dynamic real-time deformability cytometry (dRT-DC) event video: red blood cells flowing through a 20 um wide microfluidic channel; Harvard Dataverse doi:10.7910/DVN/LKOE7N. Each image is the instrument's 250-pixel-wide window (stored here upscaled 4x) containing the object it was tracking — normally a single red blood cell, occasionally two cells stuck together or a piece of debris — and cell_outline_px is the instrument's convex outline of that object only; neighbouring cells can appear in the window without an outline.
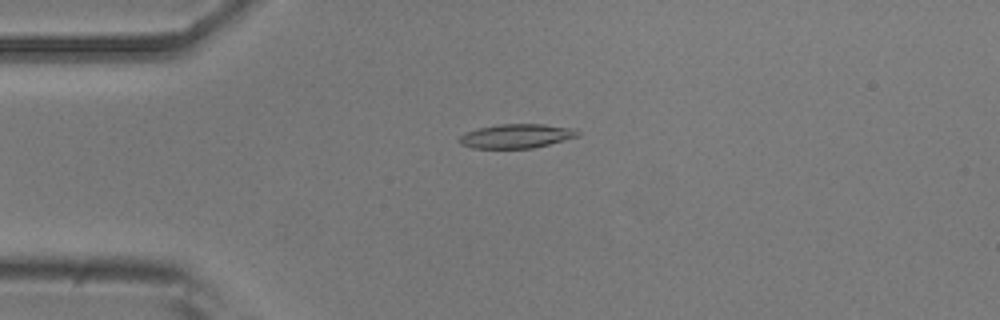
{"species": "common noctule bat (a hibernating species)", "species_latin": "Nyctalus noctula", "temperature_condition": "room temperature", "stored_images_in_passage": 5, "camera_frame_rate_fps": 3000, "um_per_image_px": 0.085, "animal": {"sex": "male", "body_mass_g": 20.5, "forearm_length_mm": 52.5}, "frame": {"image": 1, "passage_image": 4, "time_ms": 1.0, "image_size_px": [1000, 320], "cell_outline_px": [[580, 136], [532, 148], [472, 148], [460, 144], [460, 136], [464, 132], [480, 128], [500, 124], [544, 124], [572, 128], [580, 132]], "centroid_in_image_um": [43.9, 11.56], "position_along_channel_um": 41.1, "area_um2": 16.53}}